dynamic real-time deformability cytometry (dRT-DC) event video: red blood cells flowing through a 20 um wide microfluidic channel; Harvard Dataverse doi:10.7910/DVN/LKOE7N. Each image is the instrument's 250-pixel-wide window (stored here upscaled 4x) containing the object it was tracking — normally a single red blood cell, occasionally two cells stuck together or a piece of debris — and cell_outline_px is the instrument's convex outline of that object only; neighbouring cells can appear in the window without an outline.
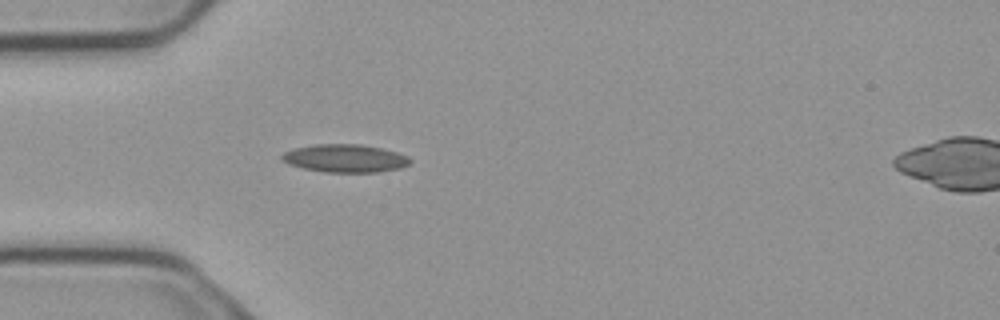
{"species": "common noctule bat (a hibernating species)", "species_latin": "Nyctalus noctula", "temperature_condition": "cold", "stored_images_in_passage": 5, "camera_frame_rate_fps": 3000, "um_per_image_px": 0.085, "animal": {"sex": "male", "body_mass_g": 23.1, "forearm_length_mm": 52.7}, "frame": {"image": 1, "passage_image": 4, "time_ms": 1.0, "image_size_px": [1000, 320], "cell_outline_px": [[412, 160], [408, 164], [400, 168], [380, 172], [324, 172], [304, 168], [288, 164], [280, 160], [280, 156], [284, 152], [296, 148], [316, 144], [360, 144], [380, 148], [396, 152], [408, 156]], "centroid_in_image_um": [29.32, 13.46], "position_along_channel_um": 55.7, "area_um2": 20.87}}